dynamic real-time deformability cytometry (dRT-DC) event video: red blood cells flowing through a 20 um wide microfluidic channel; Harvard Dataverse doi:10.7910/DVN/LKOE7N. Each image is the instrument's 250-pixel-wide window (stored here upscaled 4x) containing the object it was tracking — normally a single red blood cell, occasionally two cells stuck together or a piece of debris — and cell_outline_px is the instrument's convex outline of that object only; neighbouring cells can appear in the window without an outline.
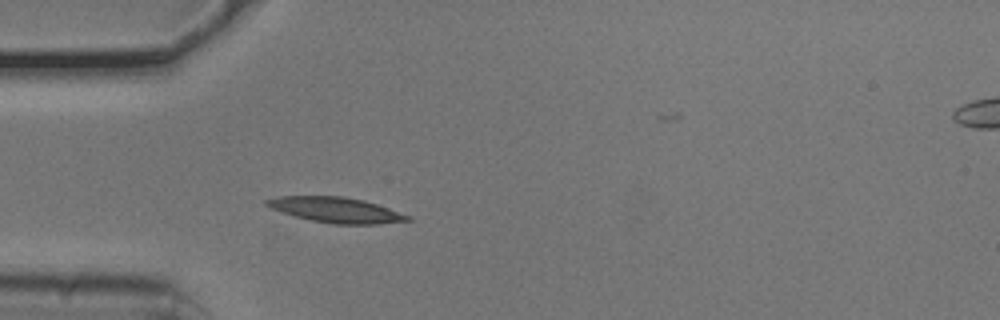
{"species": "common noctule bat (a hibernating species)", "species_latin": "Nyctalus noctula", "temperature_condition": "cold", "stored_images_in_passage": 40, "camera_frame_rate_fps": 3000, "um_per_image_px": 0.085, "animal": {"sex": "male", "body_mass_g": 20.5, "forearm_length_mm": 52.5}, "frame": {"image": 1, "passage_image": 1, "time_ms": 0.0, "image_size_px": [1000, 320], "cell_outline_px": [[412, 220], [380, 224], [332, 224], [312, 220], [296, 216], [272, 208], [264, 204], [264, 200], [276, 196], [344, 196], [364, 200], [412, 216]], "centroid_in_image_um": [28.59, 17.84], "position_along_channel_um": 56.4, "area_um2": 20.75}}
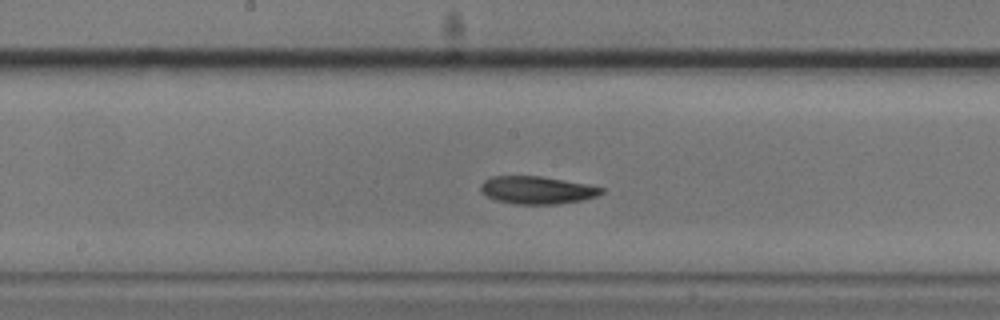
{"frame": {"image": 2, "passage_image": 13, "time_ms": 4.0, "image_size_px": [1000, 320], "cell_outline_px": [[604, 192], [596, 196], [584, 200], [556, 204], [516, 204], [496, 200], [480, 192], [480, 184], [484, 180], [492, 176], [540, 176], [584, 184], [604, 188]], "centroid_in_image_um": [45.61, 16.16], "position_along_channel_um": 202.6, "area_um2": 19.36}}
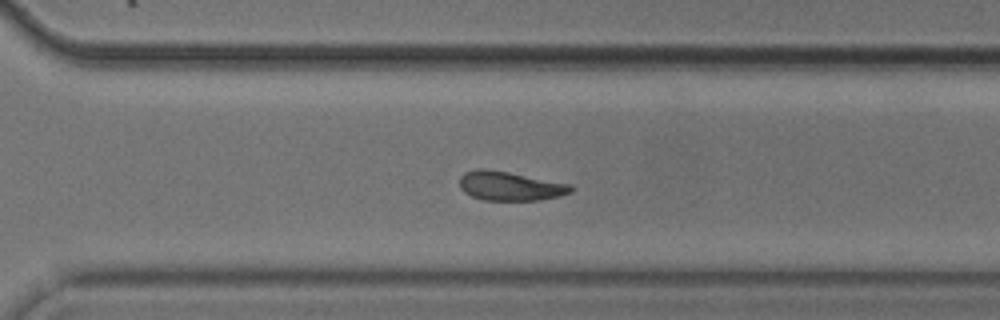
{"frame": {"image": 3, "passage_image": 23, "time_ms": 7.333, "image_size_px": [1000, 320], "cell_outline_px": [[572, 192], [560, 196], [540, 200], [484, 200], [472, 196], [464, 192], [460, 188], [460, 176], [464, 172], [476, 168], [484, 168], [508, 172], [572, 184]], "centroid_in_image_um": [43.34, 15.81], "position_along_channel_um": 327.3, "area_um2": 18.96}, "authors_computed_cell_mechanics": {"area_um2": 19.3919, "velocity_mm_per_s": 3.7623, "shape_relaxation_time_tau1_ms": 3.2069, "shape_relaxation_time_tau2_ms": null, "deformation_change_tau1": 0.1291, "deformation_change_tau2": null}}